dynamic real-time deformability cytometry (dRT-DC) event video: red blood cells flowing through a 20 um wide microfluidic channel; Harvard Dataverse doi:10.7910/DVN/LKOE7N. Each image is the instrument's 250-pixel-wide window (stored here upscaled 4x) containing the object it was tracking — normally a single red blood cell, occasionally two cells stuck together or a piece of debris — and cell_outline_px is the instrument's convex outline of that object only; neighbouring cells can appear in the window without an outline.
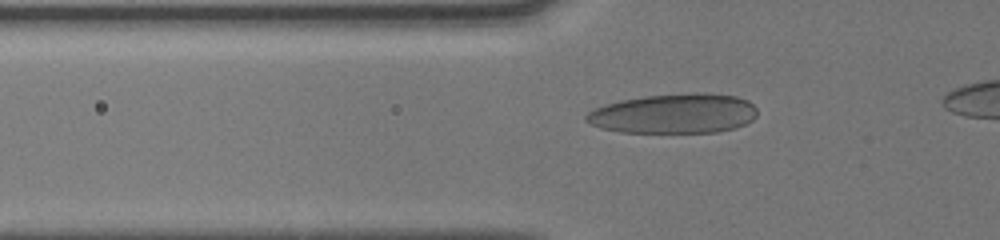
{"species": "human", "species_latin": "Homo sapiens", "temperature_condition": "cold", "stored_images_in_passage": 41, "camera_frame_rate_fps": 3000, "um_per_image_px": 0.085, "donor": {"sex": "male"}, "frame": {"image": 1, "passage_image": 13, "time_ms": 4.0, "image_size_px": [1000, 240], "cell_outline_px": [[756, 116], [752, 120], [736, 128], [716, 132], [620, 132], [600, 128], [584, 120], [584, 116], [588, 112], [596, 108], [620, 100], [644, 96], [700, 92], [704, 92], [736, 96], [748, 100], [756, 108]], "centroid_in_image_um": [57.3, 9.65], "position_along_channel_um": 68.5, "area_um2": 39.59}}
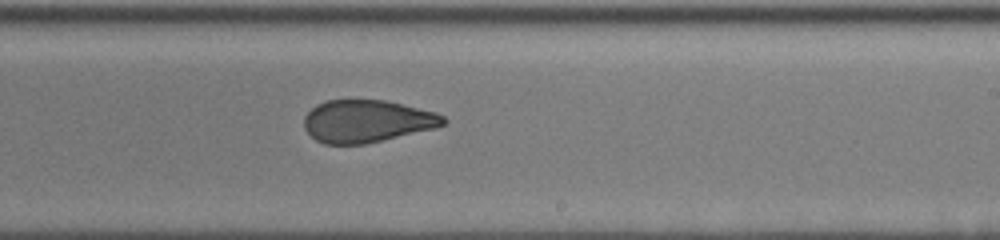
{"frame": {"image": 2, "passage_image": 27, "time_ms": 8.667, "image_size_px": [1000, 240], "cell_outline_px": [[448, 120], [444, 124], [436, 128], [364, 144], [324, 144], [316, 140], [304, 128], [304, 116], [316, 104], [328, 100], [384, 100], [436, 112], [444, 116]], "centroid_in_image_um": [31.19, 10.3], "position_along_channel_um": 257.8, "area_um2": 34.33}}
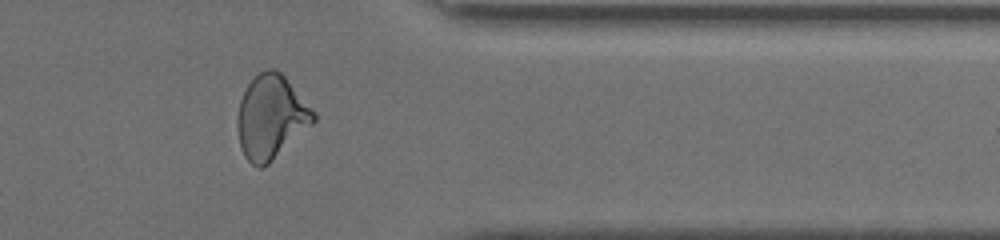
{"frame": {"image": 3, "passage_image": 37, "time_ms": 12.0, "image_size_px": [1000, 240], "cell_outline_px": [[316, 120], [312, 124], [268, 164], [260, 168], [256, 168], [244, 156], [240, 148], [236, 128], [236, 116], [240, 100], [248, 84], [260, 72], [268, 68], [276, 68], [284, 76], [316, 112]], "centroid_in_image_um": [23.01, 9.96], "position_along_channel_um": 388.4, "area_um2": 37.11}}